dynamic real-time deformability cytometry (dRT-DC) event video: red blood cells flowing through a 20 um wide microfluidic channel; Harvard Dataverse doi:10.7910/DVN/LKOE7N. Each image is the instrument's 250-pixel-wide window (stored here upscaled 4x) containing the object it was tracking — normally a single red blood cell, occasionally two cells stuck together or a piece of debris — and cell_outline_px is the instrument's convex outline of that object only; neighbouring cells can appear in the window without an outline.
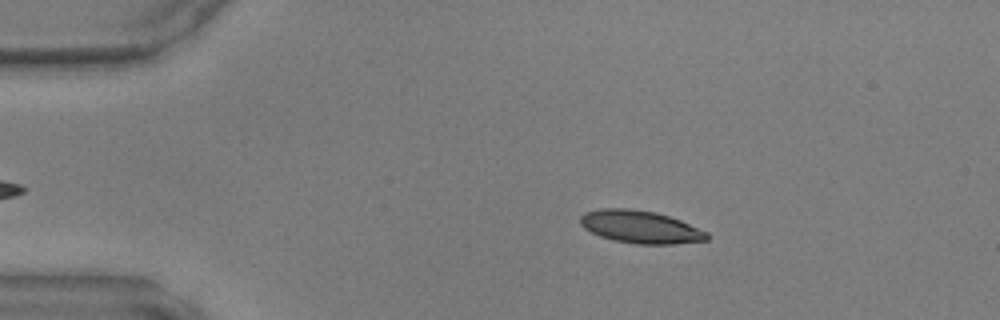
{"species": "common noctule bat (a hibernating species)", "species_latin": "Nyctalus noctula", "temperature_condition": "warm", "stored_images_in_passage": 47, "camera_frame_rate_fps": 3000, "um_per_image_px": 0.085, "animal": {"sex": "male", "body_mass_g": 17.9, "forearm_length_mm": 54.2}, "frame": {"image": 1, "passage_image": 8, "time_ms": 2.333, "image_size_px": [1000, 320], "cell_outline_px": [[708, 240], [672, 244], [636, 244], [612, 240], [600, 236], [584, 228], [580, 224], [580, 216], [584, 212], [600, 208], [628, 208], [656, 212], [680, 220], [708, 232]], "centroid_in_image_um": [54.41, 19.28], "position_along_channel_um": 30.6, "area_um2": 24.16}}
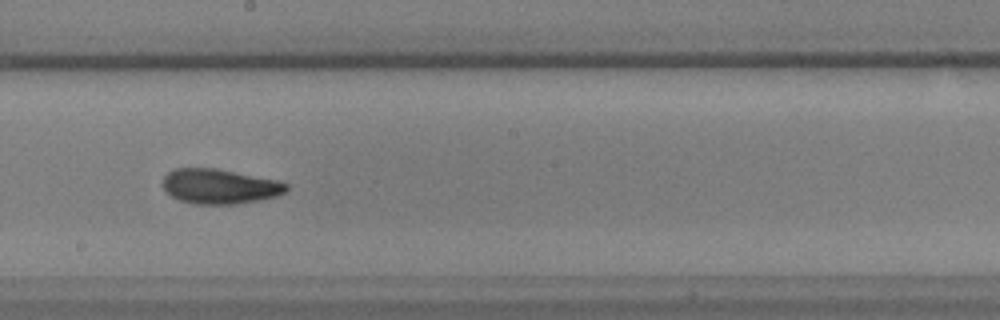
{"frame": {"image": 2, "passage_image": 26, "time_ms": 8.333, "image_size_px": [1000, 320], "cell_outline_px": [[288, 188], [284, 192], [276, 196], [236, 204], [196, 204], [180, 200], [172, 196], [164, 188], [164, 176], [172, 168], [216, 168], [276, 180], [288, 184]], "centroid_in_image_um": [18.65, 15.83], "position_along_channel_um": 229.5, "area_um2": 24.8}}
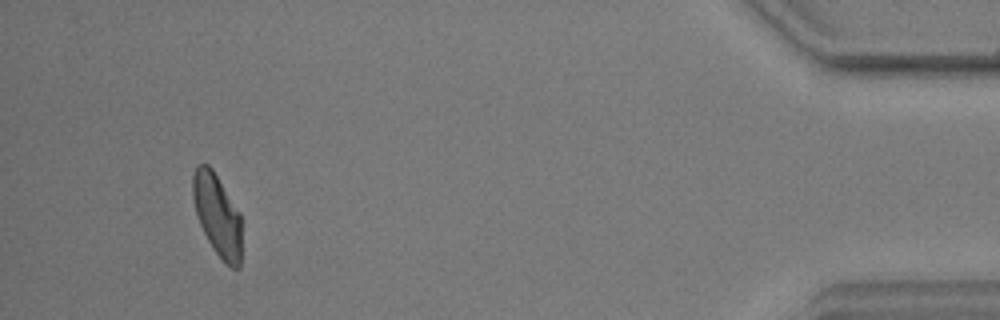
{"frame": {"image": 3, "passage_image": 44, "time_ms": 14.333, "image_size_px": [1000, 320], "cell_outline_px": [[240, 268], [232, 268], [212, 248], [200, 224], [196, 212], [192, 196], [192, 176], [196, 164], [208, 164], [212, 168], [240, 212]], "centroid_in_image_um": [18.45, 18.22], "position_along_channel_um": 416.8, "area_um2": 23.06}}